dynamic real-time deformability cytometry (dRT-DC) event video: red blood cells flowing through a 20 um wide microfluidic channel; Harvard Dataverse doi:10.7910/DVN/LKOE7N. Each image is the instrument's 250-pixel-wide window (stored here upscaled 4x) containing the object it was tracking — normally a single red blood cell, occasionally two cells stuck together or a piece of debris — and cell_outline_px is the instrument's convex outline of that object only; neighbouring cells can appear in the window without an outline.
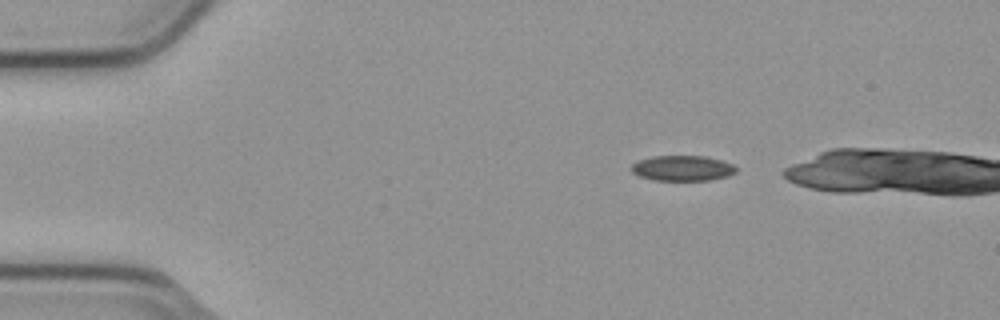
{"species": "common noctule bat (a hibernating species)", "species_latin": "Nyctalus noctula", "temperature_condition": "cold", "stored_images_in_passage": 2, "camera_frame_rate_fps": 3000, "um_per_image_px": 0.085, "animal": {"sex": "male", "body_mass_g": 23.1, "forearm_length_mm": 52.7}, "frame": {"image": 1, "passage_image": 1, "time_ms": 0.0, "image_size_px": [1000, 320], "cell_outline_px": [[736, 172], [728, 176], [712, 180], [652, 180], [640, 176], [632, 172], [628, 168], [632, 164], [640, 160], [652, 156], [704, 156], [720, 160], [732, 164], [736, 168]], "centroid_in_image_um": [57.99, 14.3], "position_along_channel_um": 27.0, "area_um2": 15.49}}